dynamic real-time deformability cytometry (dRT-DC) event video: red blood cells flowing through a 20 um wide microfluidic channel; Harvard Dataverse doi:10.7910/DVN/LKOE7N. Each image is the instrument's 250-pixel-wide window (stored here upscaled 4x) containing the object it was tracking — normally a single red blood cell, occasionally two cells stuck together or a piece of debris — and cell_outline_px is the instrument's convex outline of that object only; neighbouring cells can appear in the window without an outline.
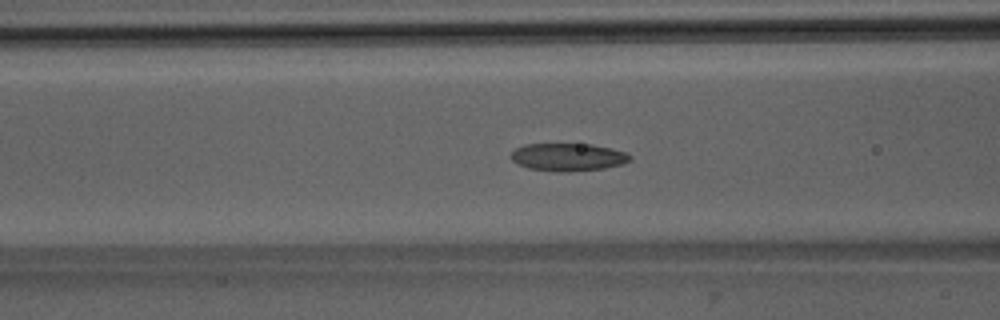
{"species": "Egyptian fruit bat (a non-hibernating species)", "species_latin": "Rousettus aegyptiacus", "temperature_condition": "room temperature", "stored_images_in_passage": 43, "camera_frame_rate_fps": 3000, "um_per_image_px": 0.085, "animal": {"sex": "male"}, "frame": {"image": 1, "passage_image": 12, "time_ms": 3.667, "image_size_px": [1000, 320], "cell_outline_px": [[632, 160], [624, 164], [604, 168], [568, 172], [560, 172], [528, 168], [516, 164], [508, 156], [516, 148], [524, 144], [592, 144], [612, 148], [624, 152], [632, 156]], "centroid_in_image_um": [48.28, 13.35], "position_along_channel_um": 118.3, "area_um2": 19.48}}
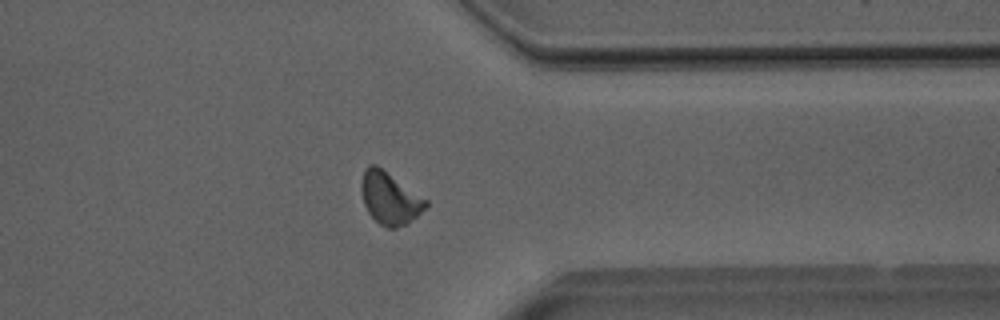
{"frame": {"image": 2, "passage_image": 32, "time_ms": 10.333, "image_size_px": [1000, 320], "cell_outline_px": [[428, 204], [416, 216], [404, 224], [396, 228], [388, 228], [380, 224], [368, 212], [364, 204], [360, 188], [364, 168], [368, 164], [376, 164], [428, 200]], "centroid_in_image_um": [33.1, 16.81], "position_along_channel_um": 378.3, "area_um2": 19.36}}
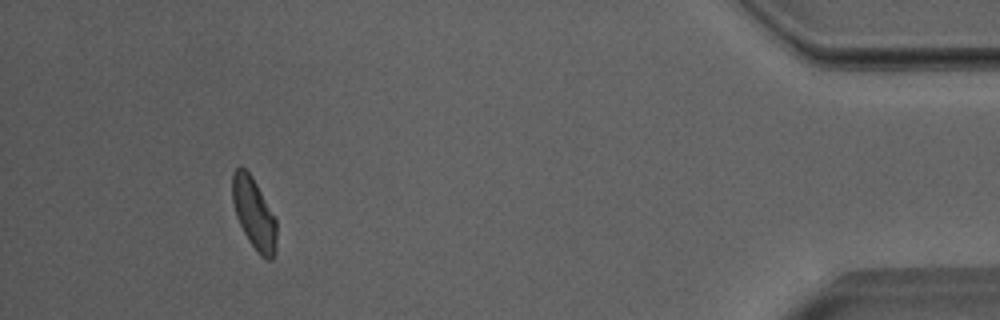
{"frame": {"image": 3, "passage_image": 39, "time_ms": 12.667, "image_size_px": [1000, 320], "cell_outline_px": [[276, 248], [272, 260], [268, 260], [260, 256], [248, 240], [236, 216], [232, 200], [232, 172], [240, 164], [252, 176], [276, 220]], "centroid_in_image_um": [21.57, 18.15], "position_along_channel_um": 413.6, "area_um2": 18.26}, "authors_computed_cell_mechanics": {"area_um2": 19.074, "velocity_mm_per_s": 3.9788, "shape_relaxation_time_tau1_ms": 5.7851, "shape_relaxation_time_tau2_ms": 3.841, "deformation_change_tau1": 0.1175, "deformation_change_tau2": 0.0916}}